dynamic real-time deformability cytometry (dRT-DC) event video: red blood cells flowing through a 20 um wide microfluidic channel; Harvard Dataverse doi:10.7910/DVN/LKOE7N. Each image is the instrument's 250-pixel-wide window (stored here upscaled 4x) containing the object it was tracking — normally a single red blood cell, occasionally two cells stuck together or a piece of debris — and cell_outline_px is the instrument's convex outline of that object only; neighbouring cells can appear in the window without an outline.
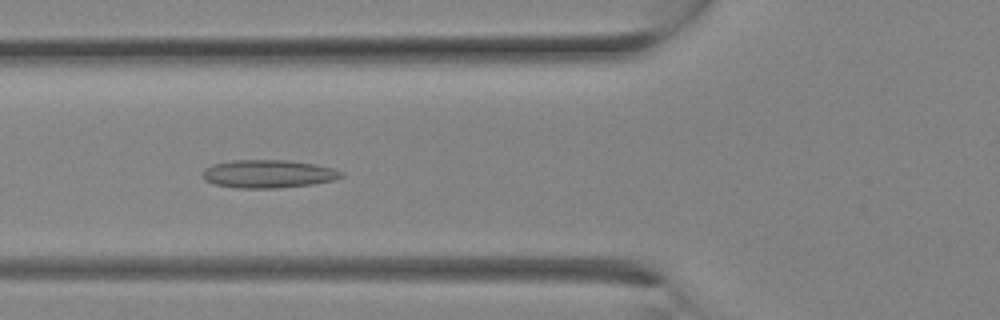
{"species": "Egyptian fruit bat (a non-hibernating species)", "species_latin": "Rousettus aegyptiacus", "temperature_condition": "room temperature", "stored_images_in_passage": 13, "camera_frame_rate_fps": 3000, "um_per_image_px": 0.085, "animal": {"sex": "female"}, "frame": {"image": 1, "passage_image": 10, "time_ms": 3.0, "image_size_px": [1000, 320], "cell_outline_px": [[344, 176], [336, 180], [312, 184], [276, 188], [236, 188], [212, 184], [204, 180], [204, 168], [212, 164], [232, 160], [288, 160], [316, 164], [336, 168], [344, 172]], "centroid_in_image_um": [22.84, 14.77], "position_along_channel_um": 103.0, "area_um2": 23.0}}
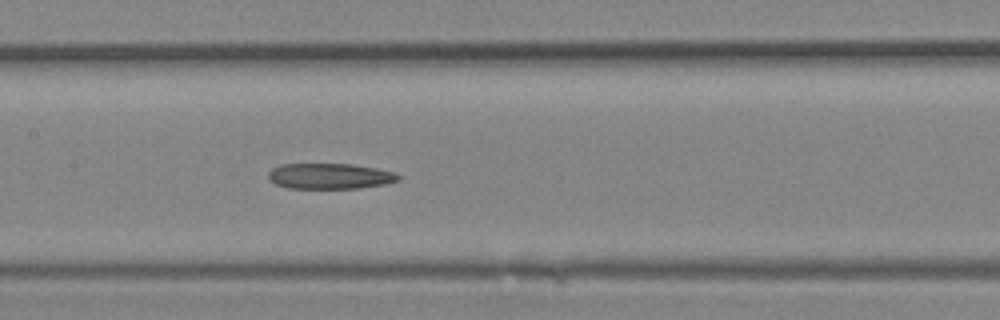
{"frame": {"image": 2, "passage_image": 13, "time_ms": 4.0, "image_size_px": [1000, 320], "cell_outline_px": [[400, 180], [384, 184], [356, 188], [288, 188], [276, 184], [268, 180], [268, 172], [272, 168], [280, 164], [352, 164], [376, 168], [396, 172], [400, 176]], "centroid_in_image_um": [28.02, 14.96], "position_along_channel_um": 179.4, "area_um2": 19.48}}